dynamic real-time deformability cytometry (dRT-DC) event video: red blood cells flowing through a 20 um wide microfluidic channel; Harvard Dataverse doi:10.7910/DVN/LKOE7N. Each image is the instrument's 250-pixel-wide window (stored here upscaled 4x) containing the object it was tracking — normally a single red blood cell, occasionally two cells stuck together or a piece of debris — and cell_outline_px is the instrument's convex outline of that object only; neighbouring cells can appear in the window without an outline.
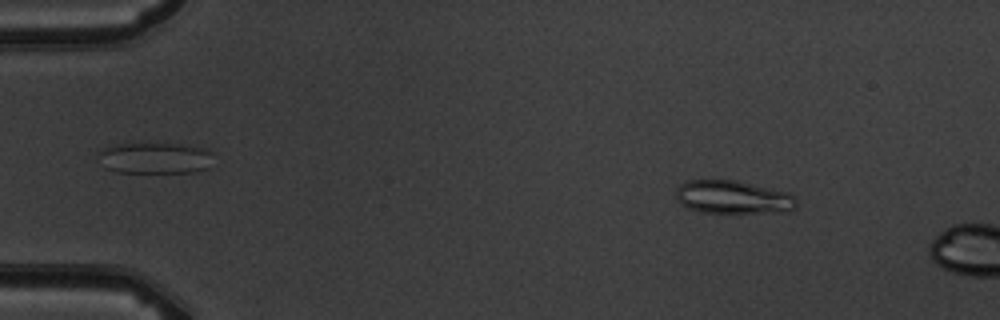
{"species": "common noctule bat (a hibernating species)", "species_latin": "Nyctalus noctula", "temperature_condition": "warm", "stored_images_in_passage": 3, "camera_frame_rate_fps": 3000, "um_per_image_px": 0.085, "animal": {"sex": "male", "body_mass_g": 19.5, "forearm_length_mm": 54.6}, "frame": {"image": 1, "passage_image": 2, "time_ms": 1.0, "image_size_px": [1000, 320], "cell_outline_px": [[796, 208], [792, 212], [700, 212], [688, 208], [680, 204], [676, 200], [676, 188], [680, 184], [688, 180], [736, 180], [788, 192], [796, 196]], "centroid_in_image_um": [62.31, 16.76], "position_along_channel_um": 22.7, "area_um2": 23.52}}